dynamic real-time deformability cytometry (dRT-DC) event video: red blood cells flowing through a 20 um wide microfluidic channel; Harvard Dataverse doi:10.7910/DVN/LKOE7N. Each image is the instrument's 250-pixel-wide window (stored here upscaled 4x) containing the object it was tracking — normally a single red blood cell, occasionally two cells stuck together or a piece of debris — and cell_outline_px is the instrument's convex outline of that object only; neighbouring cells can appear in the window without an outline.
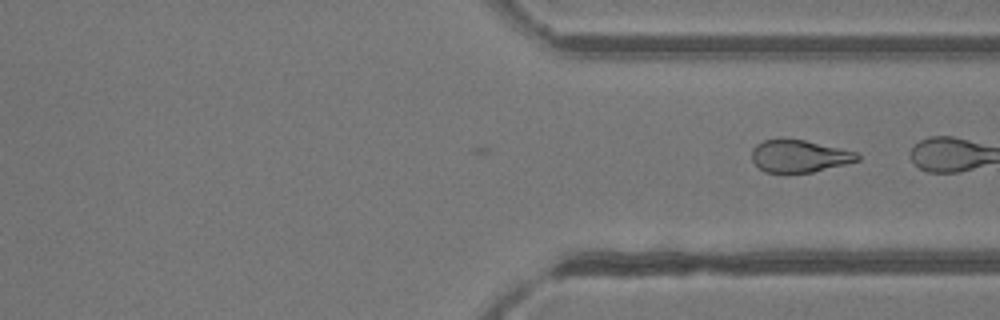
{"species": "common noctule bat (a hibernating species)", "species_latin": "Nyctalus noctula", "temperature_condition": "room temperature", "stored_images_in_passage": 25, "camera_frame_rate_fps": 3000, "um_per_image_px": 0.085, "animal": {"sex": "female"}, "frame": {"image": 1, "passage_image": 25, "time_ms": 8.0, "image_size_px": [1000, 320], "cell_outline_px": [[860, 160], [812, 172], [784, 176], [764, 172], [752, 160], [752, 148], [756, 144], [764, 140], [780, 136], [784, 136], [804, 140], [860, 152]], "centroid_in_image_um": [67.89, 13.27], "position_along_channel_um": 343.5, "area_um2": 20.98}}